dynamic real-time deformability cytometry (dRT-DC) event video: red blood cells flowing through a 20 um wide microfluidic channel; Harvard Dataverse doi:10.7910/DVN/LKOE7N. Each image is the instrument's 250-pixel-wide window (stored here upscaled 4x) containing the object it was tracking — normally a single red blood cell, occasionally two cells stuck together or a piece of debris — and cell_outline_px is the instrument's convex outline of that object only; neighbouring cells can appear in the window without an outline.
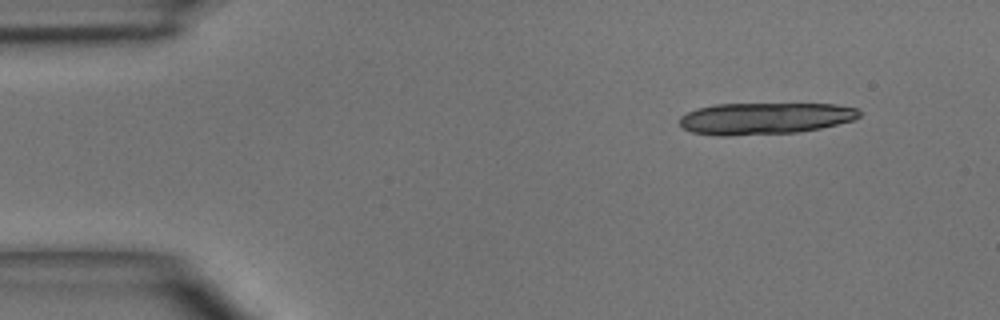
{"species": "common noctule bat (a hibernating species)", "species_latin": "Nyctalus noctula", "temperature_condition": "room temperature", "stored_images_in_passage": 3, "camera_frame_rate_fps": 3000, "um_per_image_px": 0.085, "animal": {"sex": "male", "body_mass_g": 15.6}, "frame": {"image": 1, "passage_image": 1, "time_ms": 0.0, "image_size_px": [1000, 320], "cell_outline_px": [[864, 112], [860, 116], [852, 120], [820, 128], [800, 132], [724, 136], [720, 136], [692, 132], [684, 128], [680, 124], [680, 116], [696, 108], [712, 104], [832, 104], [856, 108]], "centroid_in_image_um": [65.0, 10.06], "position_along_channel_um": 20.0, "area_um2": 33.23}}